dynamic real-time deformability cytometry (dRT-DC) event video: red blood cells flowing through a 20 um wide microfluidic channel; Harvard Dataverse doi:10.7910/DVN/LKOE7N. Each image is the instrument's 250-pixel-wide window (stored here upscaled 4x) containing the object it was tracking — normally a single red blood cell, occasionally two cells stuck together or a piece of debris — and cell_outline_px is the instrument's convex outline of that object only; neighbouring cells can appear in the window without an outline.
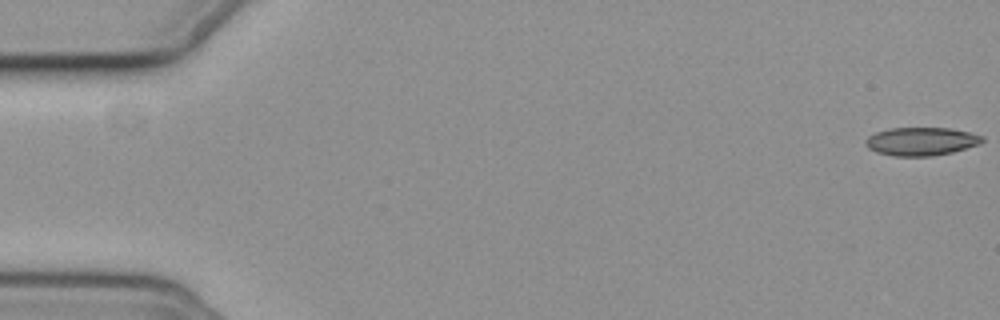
{"species": "common noctule bat (a hibernating species)", "species_latin": "Nyctalus noctula", "temperature_condition": "cold", "stored_images_in_passage": 57, "camera_frame_rate_fps": 3000, "um_per_image_px": 0.085, "animal": {"sex": "female", "body_mass_g": 19.3, "forearm_length_mm": 54.1}, "frame": {"image": 1, "passage_image": 1, "time_ms": 0.0, "image_size_px": [1000, 320], "cell_outline_px": [[984, 140], [980, 144], [952, 152], [932, 156], [892, 156], [876, 152], [868, 148], [864, 144], [868, 136], [876, 132], [888, 128], [948, 128], [968, 132], [984, 136]], "centroid_in_image_um": [78.28, 12.02], "position_along_channel_um": 6.7, "area_um2": 19.25}}
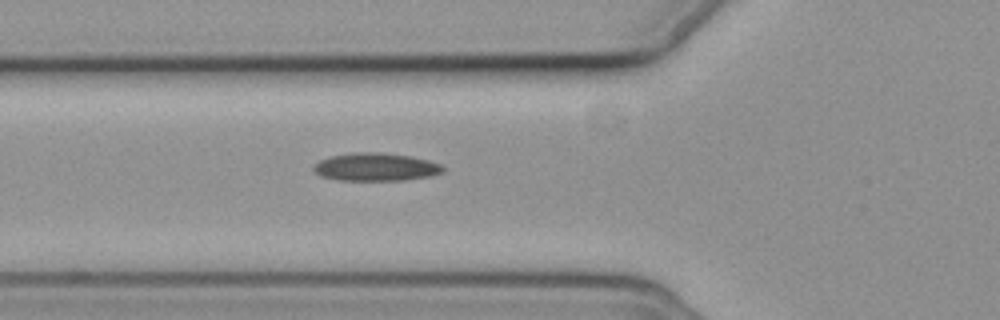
{"frame": {"image": 2, "passage_image": 21, "time_ms": 6.667, "image_size_px": [1000, 320], "cell_outline_px": [[444, 172], [432, 176], [404, 180], [340, 180], [320, 176], [312, 168], [320, 160], [332, 156], [352, 152], [380, 152], [412, 156], [428, 160], [440, 164], [444, 168]], "centroid_in_image_um": [31.97, 14.19], "position_along_channel_um": 93.8, "area_um2": 21.1}}
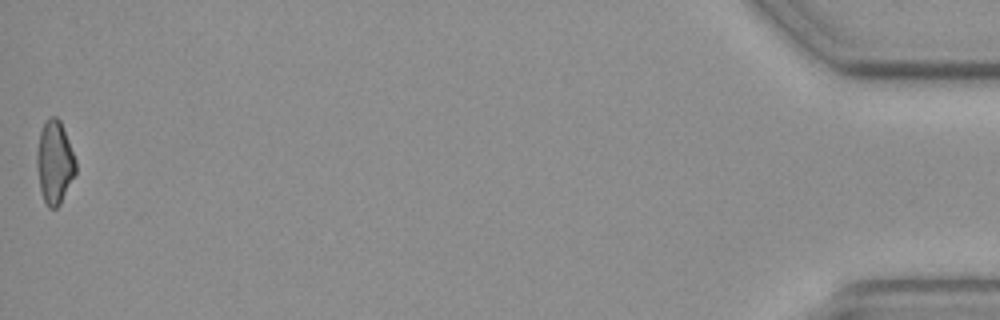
{"frame": {"image": 3, "passage_image": 57, "time_ms": 18.667, "image_size_px": [1000, 320], "cell_outline_px": [[76, 172], [60, 204], [56, 208], [48, 208], [44, 200], [40, 188], [36, 164], [36, 152], [40, 132], [44, 120], [48, 116], [56, 116], [60, 120], [76, 160]], "centroid_in_image_um": [4.62, 13.77], "position_along_channel_um": 430.6, "area_um2": 18.84}}